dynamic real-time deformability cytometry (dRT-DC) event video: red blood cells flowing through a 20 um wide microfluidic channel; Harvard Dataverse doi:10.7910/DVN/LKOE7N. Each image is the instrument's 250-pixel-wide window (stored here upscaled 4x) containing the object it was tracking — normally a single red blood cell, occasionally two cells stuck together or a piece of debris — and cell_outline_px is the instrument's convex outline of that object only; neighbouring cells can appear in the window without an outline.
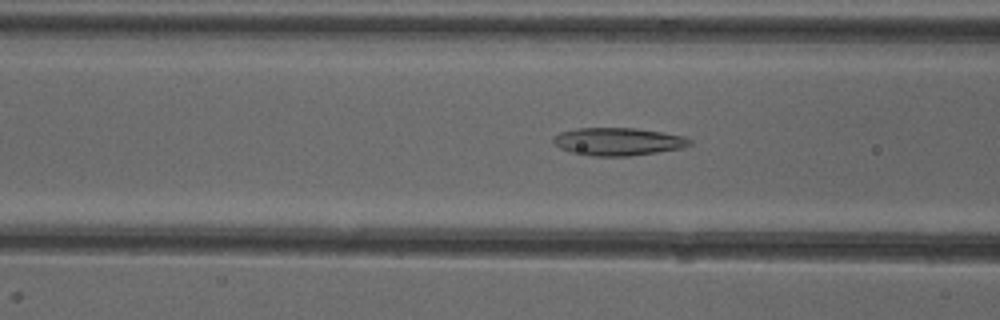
{"species": "common noctule bat (a hibernating species)", "species_latin": "Nyctalus noctula", "temperature_condition": "cold", "stored_images_in_passage": 50, "camera_frame_rate_fps": 3000, "um_per_image_px": 0.085, "animal": {"sex": "female"}, "frame": {"image": 1, "passage_image": 19, "time_ms": 6.0, "image_size_px": [1000, 320], "cell_outline_px": [[692, 144], [680, 148], [656, 152], [628, 156], [592, 156], [572, 152], [560, 148], [552, 140], [552, 136], [560, 132], [576, 128], [636, 128], [684, 136], [692, 140]], "centroid_in_image_um": [52.51, 12.03], "position_along_channel_um": 114.1, "area_um2": 21.96}}
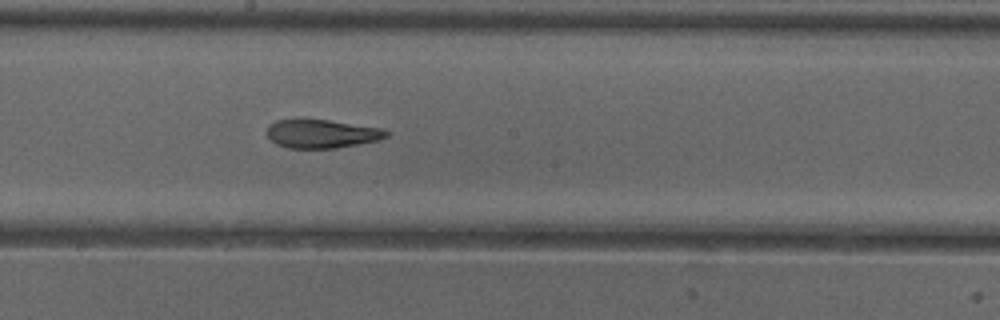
{"frame": {"image": 2, "passage_image": 27, "time_ms": 8.667, "image_size_px": [1000, 320], "cell_outline_px": [[388, 136], [380, 140], [336, 148], [288, 148], [276, 144], [268, 136], [268, 124], [276, 120], [296, 116], [304, 116], [380, 128], [388, 132]], "centroid_in_image_um": [27.27, 11.32], "position_along_channel_um": 220.9, "area_um2": 20.52}}
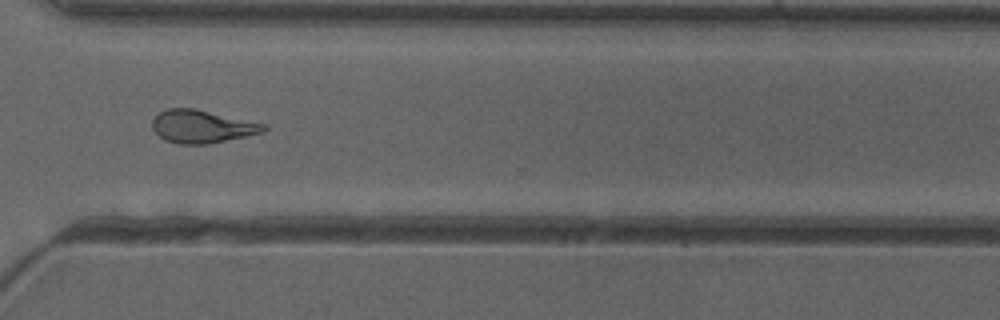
{"frame": {"image": 3, "passage_image": 37, "time_ms": 12.0, "image_size_px": [1000, 320], "cell_outline_px": [[268, 128], [264, 132], [248, 136], [208, 144], [180, 144], [164, 140], [152, 128], [152, 120], [160, 112], [168, 108], [196, 108], [268, 124]], "centroid_in_image_um": [17.22, 10.75], "position_along_channel_um": 353.4, "area_um2": 21.62}, "authors_computed_cell_mechanics": {"area_um2": 21.4727, "velocity_mm_per_s": 3.9803, "shape_relaxation_time_tau1_ms": 9.2905, "shape_relaxation_time_tau2_ms": 2.1628, "deformation_change_tau1": 0.2516, "deformation_change_tau2": 0.1078}}